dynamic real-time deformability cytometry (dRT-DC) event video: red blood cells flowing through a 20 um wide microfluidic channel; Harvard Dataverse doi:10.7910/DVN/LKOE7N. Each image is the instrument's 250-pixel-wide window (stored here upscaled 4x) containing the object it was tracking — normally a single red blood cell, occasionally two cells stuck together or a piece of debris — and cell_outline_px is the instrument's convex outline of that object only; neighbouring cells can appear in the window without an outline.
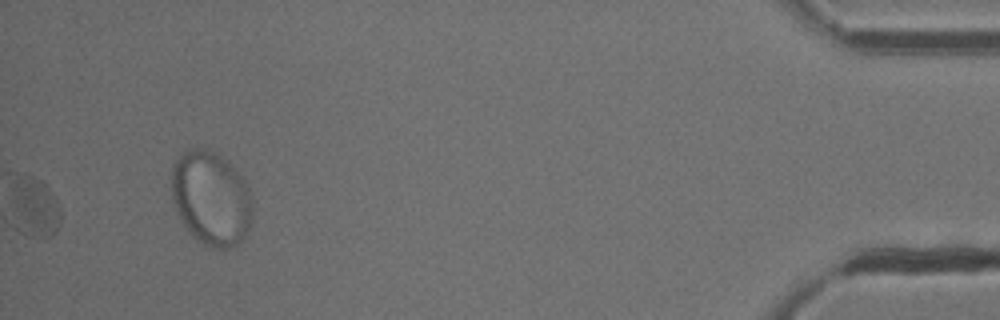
{"species": "common noctule bat (a hibernating species)", "species_latin": "Nyctalus noctula", "temperature_condition": "cold", "stored_images_in_passage": 37, "segment_of_instrument_passage": [2, 2], "camera_frame_rate_fps": 3000, "um_per_image_px": 0.085, "animal": {"sex": "male", "body_mass_g": 13.3}, "frame": {"image": 1, "passage_image": 37, "time_ms": 12.0, "image_size_px": [1000, 320], "cell_outline_px": [[252, 220], [244, 240], [240, 244], [232, 248], [212, 248], [196, 240], [188, 232], [172, 200], [172, 164], [184, 152], [192, 148], [208, 148], [228, 160], [244, 180], [252, 196]], "centroid_in_image_um": [17.97, 16.87], "position_along_channel_um": 417.2, "area_um2": 44.91}}